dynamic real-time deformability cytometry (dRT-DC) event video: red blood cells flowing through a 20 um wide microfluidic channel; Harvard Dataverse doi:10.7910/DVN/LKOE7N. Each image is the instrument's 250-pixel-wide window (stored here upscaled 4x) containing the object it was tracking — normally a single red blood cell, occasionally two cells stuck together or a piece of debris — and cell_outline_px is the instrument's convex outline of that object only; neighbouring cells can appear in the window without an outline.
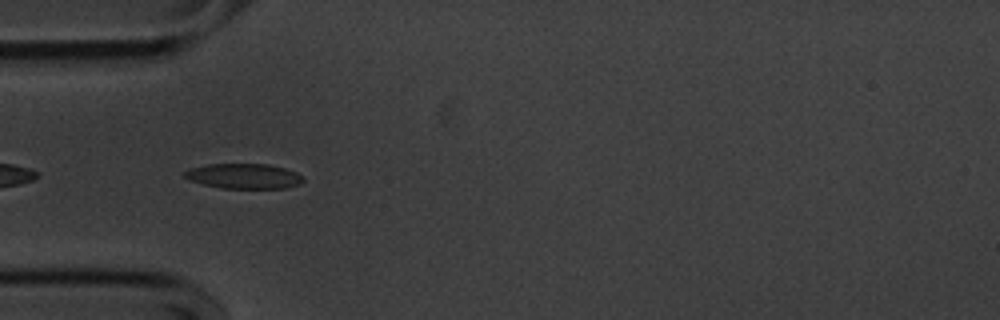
{"species": "common noctule bat (a hibernating species)", "species_latin": "Nyctalus noctula", "temperature_condition": "cold", "stored_images_in_passage": 27, "segment_of_instrument_passage": [1, 2], "camera_frame_rate_fps": 3000, "um_per_image_px": 0.085, "animal": {"sex": "male", "body_mass_g": 20.1, "forearm_length_mm": 53.5}, "frame": {"image": 1, "passage_image": 3, "time_ms": 0.667, "image_size_px": [1000, 320], "cell_outline_px": [[304, 180], [300, 184], [288, 188], [220, 188], [188, 180], [184, 176], [184, 172], [192, 168], [208, 164], [268, 164], [284, 168], [296, 172], [304, 176]], "centroid_in_image_um": [20.77, 14.97], "position_along_channel_um": 64.2, "area_um2": 17.34}}
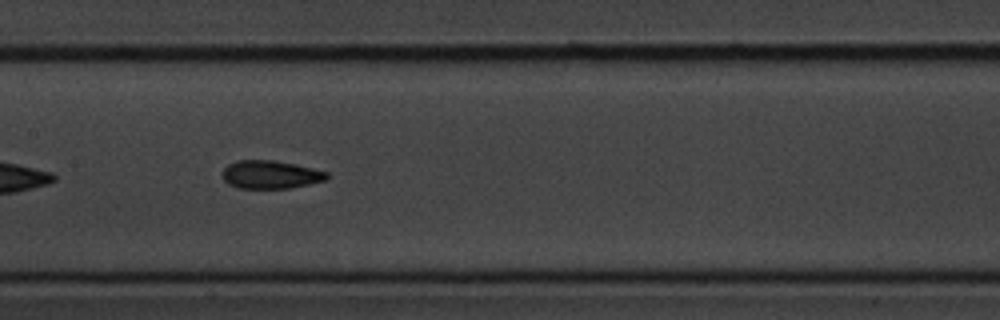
{"frame": {"image": 2, "passage_image": 13, "time_ms": 4.0, "image_size_px": [1000, 320], "cell_outline_px": [[328, 180], [288, 188], [236, 188], [228, 184], [220, 176], [224, 168], [228, 164], [236, 160], [272, 160], [296, 164], [328, 172]], "centroid_in_image_um": [22.96, 14.84], "position_along_channel_um": 184.4, "area_um2": 17.28}}
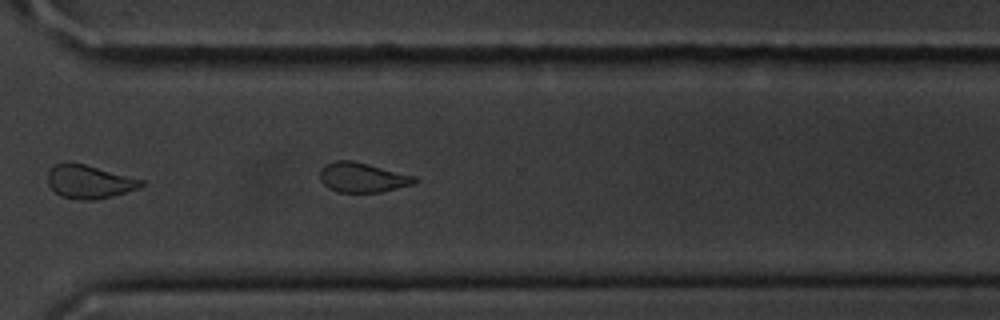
{"frame": {"image": 3, "passage_image": 26, "time_ms": 8.333, "image_size_px": [1000, 320], "cell_outline_px": [[144, 184], [140, 188], [112, 196], [96, 200], [76, 200], [60, 196], [48, 184], [48, 172], [56, 164], [84, 164], [144, 180]], "centroid_in_image_um": [7.61, 15.48], "position_along_channel_um": 363.0, "area_um2": 17.92}}